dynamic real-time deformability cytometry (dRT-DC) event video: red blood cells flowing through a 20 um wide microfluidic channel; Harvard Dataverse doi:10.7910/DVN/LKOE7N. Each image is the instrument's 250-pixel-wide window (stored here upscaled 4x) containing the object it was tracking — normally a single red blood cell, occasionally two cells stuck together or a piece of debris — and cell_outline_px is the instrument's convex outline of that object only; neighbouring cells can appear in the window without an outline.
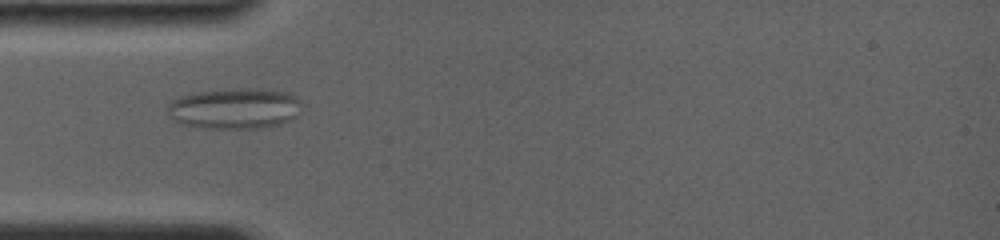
{"species": "common noctule bat (a hibernating species)", "species_latin": "Nyctalus noctula", "temperature_condition": "room temperature", "stored_images_in_passage": 62, "camera_frame_rate_fps": 4000, "um_per_image_px": 0.085, "animal": {"sex": "female", "body_mass_g": 19.0, "forearm_length_mm": 56.7}, "frame": {"image": 1, "passage_image": 13, "time_ms": 3.0, "image_size_px": [1000, 240], "cell_outline_px": [[300, 104], [296, 116], [292, 120], [280, 124], [260, 128], [204, 128], [180, 124], [172, 120], [168, 116], [168, 104], [172, 100], [180, 96], [200, 92], [240, 88], [256, 88], [288, 92], [296, 96], [300, 100]], "centroid_in_image_um": [19.94, 9.23], "position_along_channel_um": 65.1, "area_um2": 32.02}}
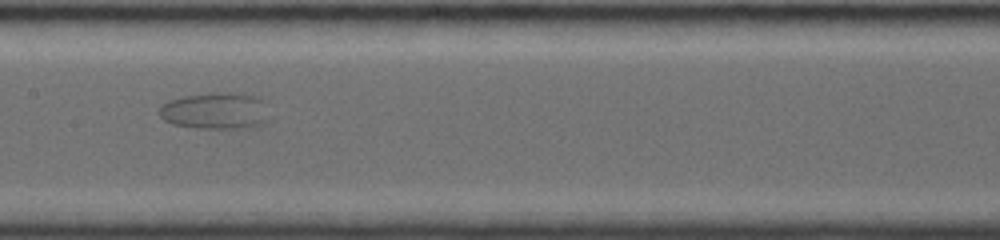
{"frame": {"image": 2, "passage_image": 27, "time_ms": 6.5, "image_size_px": [1000, 240], "cell_outline_px": [[272, 116], [268, 120], [256, 128], [196, 128], [172, 124], [164, 120], [160, 116], [160, 108], [168, 100], [184, 96], [220, 92], [228, 92], [256, 96], [260, 100]], "centroid_in_image_um": [18.35, 9.44], "position_along_channel_um": 189.0, "area_um2": 23.64}}
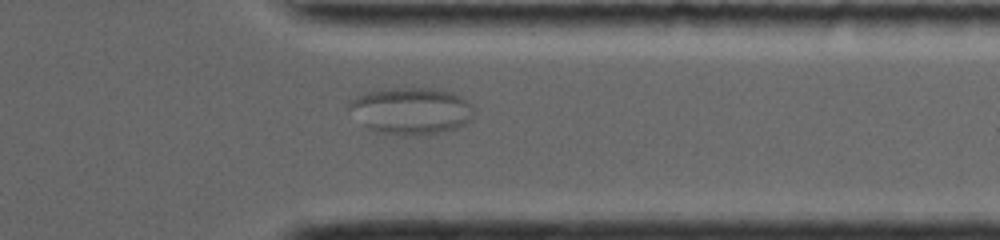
{"frame": {"image": 3, "passage_image": 48, "time_ms": 11.75, "image_size_px": [1000, 240], "cell_outline_px": [[472, 120], [456, 128], [440, 132], [408, 136], [376, 132], [368, 128], [348, 108], [348, 100], [356, 96], [368, 92], [392, 88], [432, 88], [452, 92], [460, 96], [472, 104]], "centroid_in_image_um": [34.94, 9.41], "position_along_channel_um": 376.5, "area_um2": 33.93}}